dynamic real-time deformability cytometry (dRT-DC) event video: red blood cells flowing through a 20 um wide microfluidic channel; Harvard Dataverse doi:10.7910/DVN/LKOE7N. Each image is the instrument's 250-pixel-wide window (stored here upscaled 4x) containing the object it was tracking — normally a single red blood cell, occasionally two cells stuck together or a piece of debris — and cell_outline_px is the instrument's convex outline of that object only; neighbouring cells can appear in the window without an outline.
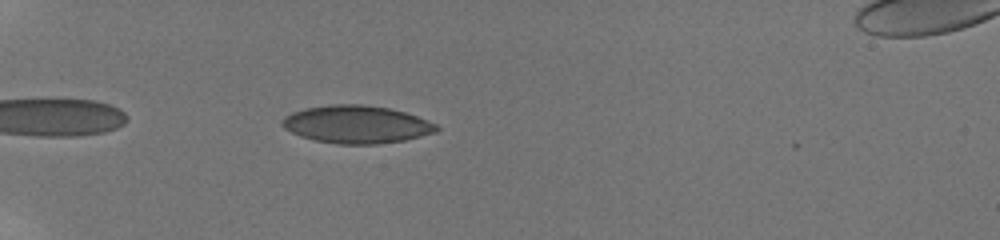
{"species": "human", "species_latin": "Homo sapiens", "temperature_condition": "room temperature", "stored_images_in_passage": 40, "camera_frame_rate_fps": 3000, "um_per_image_px": 0.085, "donor": {"sex": "male"}, "frame": {"image": 1, "passage_image": 3, "time_ms": 0.667, "image_size_px": [1000, 240], "cell_outline_px": [[440, 128], [436, 132], [404, 140], [376, 144], [336, 144], [312, 140], [300, 136], [284, 128], [280, 124], [280, 120], [284, 116], [292, 112], [304, 108], [332, 104], [364, 104], [388, 108], [404, 112], [416, 116], [436, 124]], "centroid_in_image_um": [30.25, 10.57], "position_along_channel_um": 54.7, "area_um2": 34.04}}
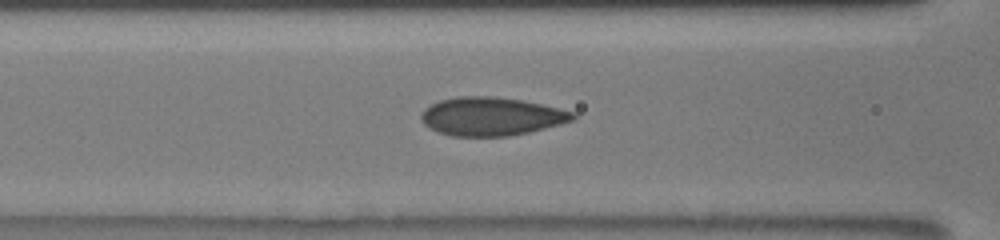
{"frame": {"image": 2, "passage_image": 11, "time_ms": 3.333, "image_size_px": [1000, 240], "cell_outline_px": [[576, 120], [528, 132], [508, 136], [452, 136], [436, 132], [428, 128], [424, 124], [420, 116], [424, 108], [440, 100], [456, 96], [496, 96], [520, 100], [540, 104], [576, 112]], "centroid_in_image_um": [41.74, 9.89], "position_along_channel_um": 124.9, "area_um2": 34.04}}
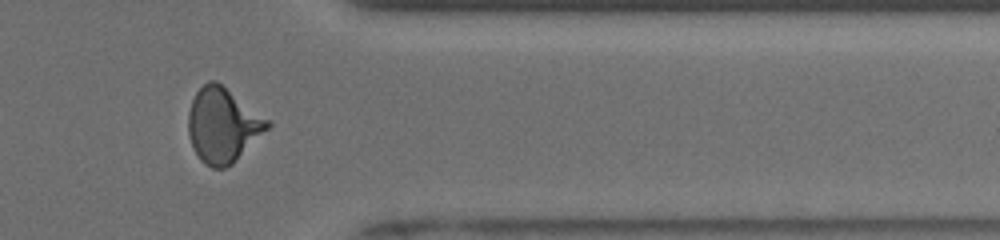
{"frame": {"image": 3, "passage_image": 32, "time_ms": 10.333, "image_size_px": [1000, 240], "cell_outline_px": [[272, 124], [232, 164], [224, 168], [212, 168], [204, 164], [200, 160], [192, 148], [188, 132], [188, 112], [192, 100], [196, 92], [208, 80], [216, 80], [268, 120]], "centroid_in_image_um": [18.89, 10.65], "position_along_channel_um": 392.5, "area_um2": 33.99}, "authors_computed_cell_mechanics": {"area_um2": 33.0616, "velocity_mm_per_s": 3.8893, "shape_relaxation_time_tau1_ms": 6.4963, "shape_relaxation_time_tau2_ms": 0.7694, "deformation_change_tau1": 0.1641, "deformation_change_tau2": 0.0501}}